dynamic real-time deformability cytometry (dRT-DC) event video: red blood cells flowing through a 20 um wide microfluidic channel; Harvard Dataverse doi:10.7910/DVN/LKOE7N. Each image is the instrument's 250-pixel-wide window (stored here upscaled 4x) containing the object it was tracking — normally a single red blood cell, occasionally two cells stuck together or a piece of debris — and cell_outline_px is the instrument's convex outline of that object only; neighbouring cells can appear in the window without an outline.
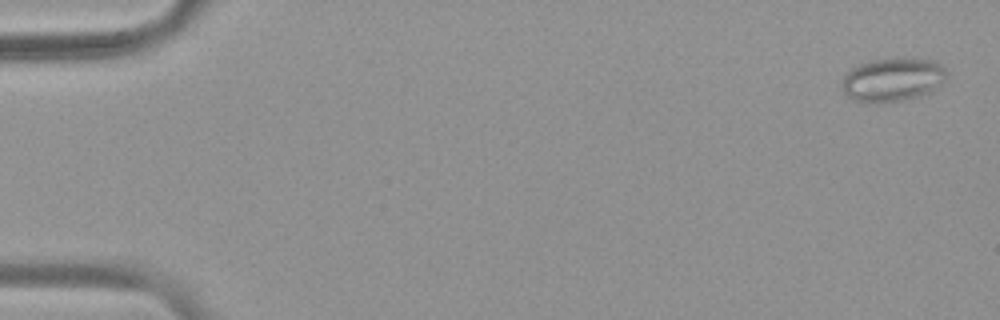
{"species": "common noctule bat (a hibernating species)", "species_latin": "Nyctalus noctula", "temperature_condition": "warm", "stored_images_in_passage": 6, "camera_frame_rate_fps": 3000, "um_per_image_px": 0.085, "animal": {"sex": "female", "body_mass_g": 19.9}, "frame": {"image": 1, "passage_image": 1, "time_ms": 0.0, "image_size_px": [1000, 320], "cell_outline_px": [[948, 72], [944, 80], [932, 92], [920, 96], [880, 104], [868, 104], [852, 100], [844, 92], [844, 76], [852, 68], [860, 64], [872, 60], [892, 56], [912, 56], [936, 60]], "centroid_in_image_um": [75.92, 6.74], "position_along_channel_um": 9.1, "area_um2": 27.46}}